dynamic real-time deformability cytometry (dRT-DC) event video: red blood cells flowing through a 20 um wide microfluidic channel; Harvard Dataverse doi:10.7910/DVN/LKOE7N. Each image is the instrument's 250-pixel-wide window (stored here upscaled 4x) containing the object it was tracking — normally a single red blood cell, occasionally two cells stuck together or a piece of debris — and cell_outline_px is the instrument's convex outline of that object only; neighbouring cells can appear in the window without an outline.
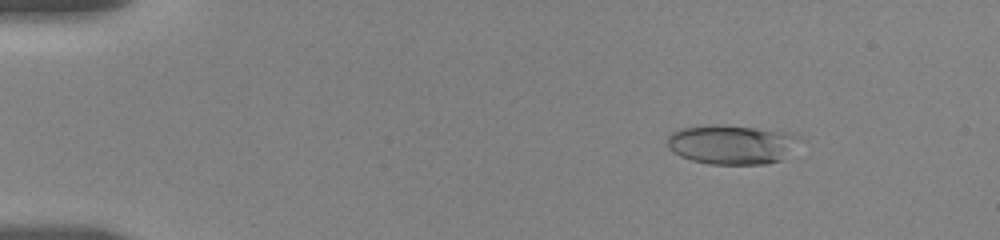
{"species": "human", "species_latin": "Homo sapiens", "temperature_condition": "room temperature", "stored_images_in_passage": 26, "camera_frame_rate_fps": 3000, "um_per_image_px": 0.085, "donor": {"sex": "female"}, "frame": {"image": 1, "passage_image": 11, "time_ms": 2.333, "image_size_px": [1000, 240], "cell_outline_px": [[800, 136], [780, 160], [764, 164], [708, 164], [692, 160], [680, 156], [672, 152], [668, 148], [668, 136], [672, 132], [680, 128], [708, 124], [712, 124], [756, 128], [788, 132]], "centroid_in_image_um": [62.09, 12.27], "position_along_channel_um": 22.9, "area_um2": 29.94}}
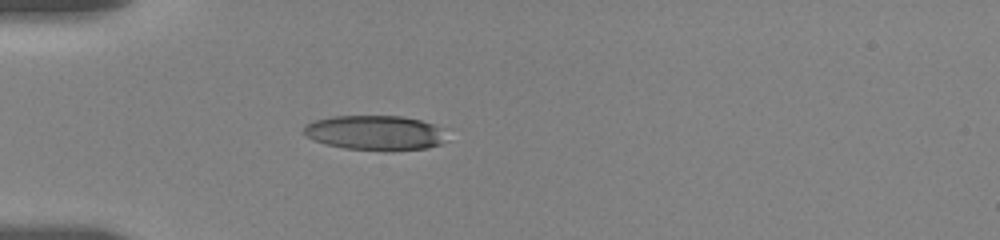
{"frame": {"image": 2, "passage_image": 24, "time_ms": 5.333, "image_size_px": [1000, 240], "cell_outline_px": [[448, 128], [440, 144], [428, 148], [392, 152], [344, 148], [312, 140], [304, 136], [304, 124], [312, 120], [332, 116], [404, 116], [420, 120]], "centroid_in_image_um": [31.9, 11.29], "position_along_channel_um": 53.1, "area_um2": 29.65}}